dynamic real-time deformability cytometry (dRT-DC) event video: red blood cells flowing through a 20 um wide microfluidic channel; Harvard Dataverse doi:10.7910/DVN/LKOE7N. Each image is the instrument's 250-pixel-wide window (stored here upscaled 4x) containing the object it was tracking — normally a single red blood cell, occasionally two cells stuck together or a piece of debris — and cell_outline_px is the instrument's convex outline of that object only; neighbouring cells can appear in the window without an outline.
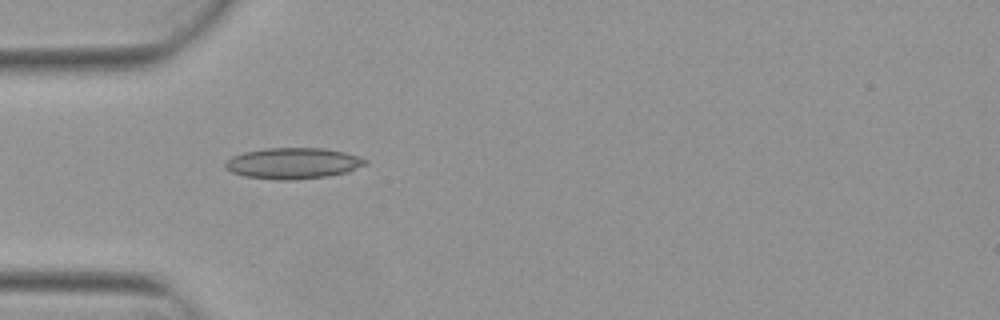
{"species": "Egyptian fruit bat (a non-hibernating species)", "species_latin": "Rousettus aegyptiacus", "temperature_condition": "warm", "stored_images_in_passage": 3, "camera_frame_rate_fps": 3000, "um_per_image_px": 0.085, "animal": {"sex": "female"}, "frame": {"image": 1, "passage_image": 2, "time_ms": 0.333, "image_size_px": [1000, 320], "cell_outline_px": [[368, 160], [364, 164], [348, 172], [328, 176], [292, 180], [276, 180], [244, 176], [232, 172], [224, 168], [224, 164], [232, 156], [244, 152], [264, 148], [324, 148], [344, 152]], "centroid_in_image_um": [24.87, 13.88], "position_along_channel_um": 60.1, "area_um2": 25.26}}
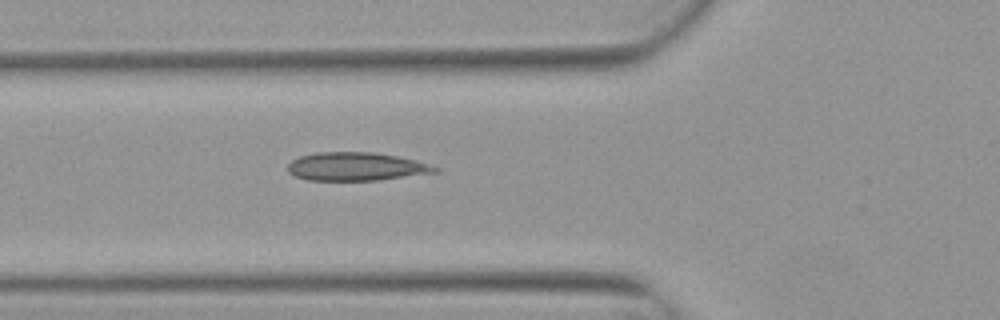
{"frame": {"image": 2, "passage_image": 3, "time_ms": 0.667, "image_size_px": [1000, 320], "cell_outline_px": [[440, 172], [380, 180], [308, 180], [296, 176], [288, 172], [288, 164], [292, 160], [300, 156], [316, 152], [372, 152], [396, 156], [416, 160], [440, 168]], "centroid_in_image_um": [30.3, 14.16], "position_along_channel_um": 95.5, "area_um2": 24.33}}